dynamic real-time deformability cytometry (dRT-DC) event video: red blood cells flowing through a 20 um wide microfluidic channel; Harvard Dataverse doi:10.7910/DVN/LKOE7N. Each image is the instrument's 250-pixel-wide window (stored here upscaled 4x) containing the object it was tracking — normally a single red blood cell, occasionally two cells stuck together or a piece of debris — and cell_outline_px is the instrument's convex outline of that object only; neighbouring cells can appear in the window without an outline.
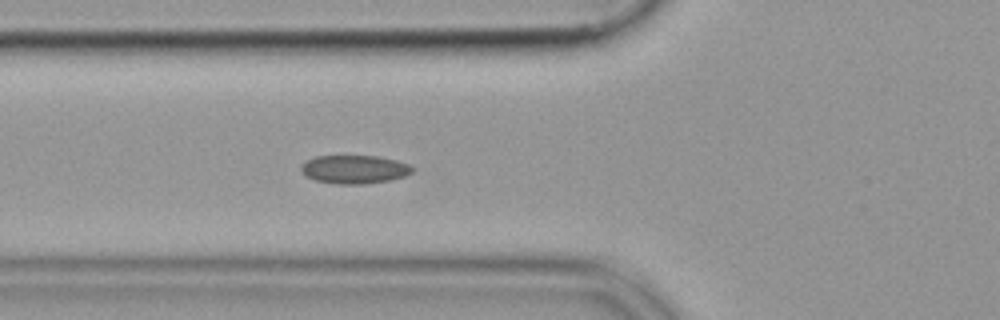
{"species": "common noctule bat (a hibernating species)", "species_latin": "Nyctalus noctula", "temperature_condition": "cold", "stored_images_in_passage": 43, "camera_frame_rate_fps": 3000, "um_per_image_px": 0.085, "animal": {"sex": "female", "body_mass_g": 19.9}, "frame": {"image": 1, "passage_image": 13, "time_ms": 4.0, "image_size_px": [1000, 320], "cell_outline_px": [[412, 172], [404, 176], [388, 180], [364, 184], [336, 184], [316, 180], [304, 176], [300, 168], [300, 164], [316, 156], [376, 156], [396, 160], [408, 164], [412, 168]], "centroid_in_image_um": [30.07, 14.39], "position_along_channel_um": 95.7, "area_um2": 18.32}}